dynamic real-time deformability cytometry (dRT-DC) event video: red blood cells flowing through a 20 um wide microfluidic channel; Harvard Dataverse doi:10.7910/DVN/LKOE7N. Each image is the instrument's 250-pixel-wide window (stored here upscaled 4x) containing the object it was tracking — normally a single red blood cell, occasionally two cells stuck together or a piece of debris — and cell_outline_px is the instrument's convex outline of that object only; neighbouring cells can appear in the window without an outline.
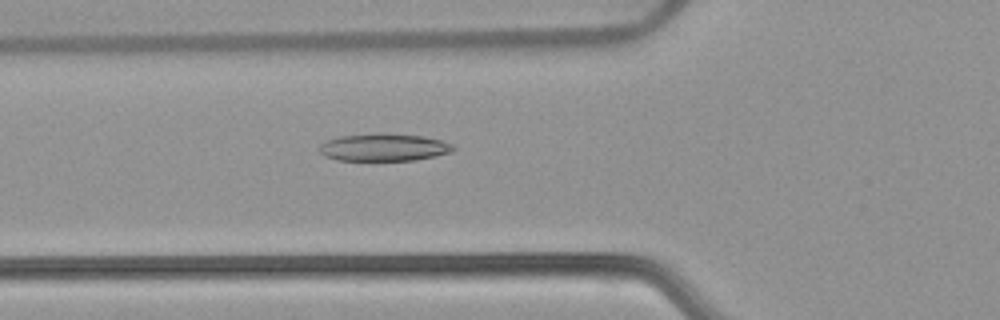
{"species": "common noctule bat (a hibernating species)", "species_latin": "Nyctalus noctula", "temperature_condition": "warm", "stored_images_in_passage": 47, "camera_frame_rate_fps": 3000, "um_per_image_px": 0.085, "animal": {"sex": "female", "body_mass_g": 22.7, "forearm_length_mm": 54.2}, "frame": {"image": 1, "passage_image": 13, "time_ms": 4.0, "image_size_px": [1000, 320], "cell_outline_px": [[456, 148], [452, 152], [436, 156], [416, 160], [336, 160], [324, 156], [320, 152], [320, 144], [328, 140], [340, 136], [380, 132], [424, 136], [440, 140], [452, 144]], "centroid_in_image_um": [32.65, 12.51], "position_along_channel_um": 93.2, "area_um2": 21.62}}
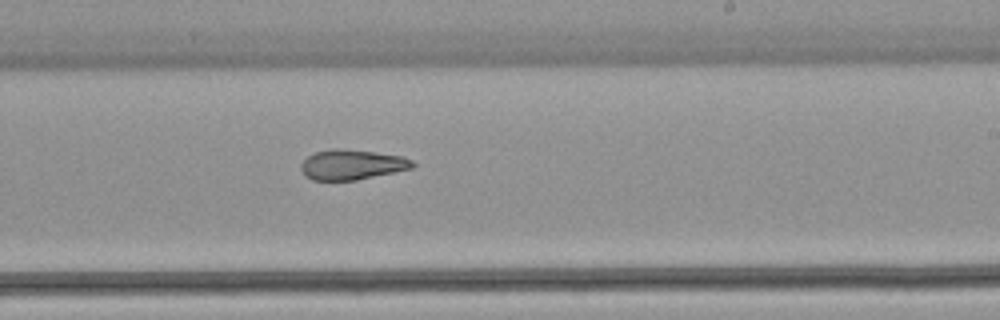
{"frame": {"image": 2, "passage_image": 26, "time_ms": 8.333, "image_size_px": [1000, 320], "cell_outline_px": [[416, 164], [412, 168], [356, 180], [312, 180], [304, 176], [300, 168], [300, 164], [308, 156], [316, 152], [332, 148], [340, 148], [372, 152], [400, 156], [412, 160]], "centroid_in_image_um": [29.86, 14.0], "position_along_channel_um": 259.1, "area_um2": 19.42}}
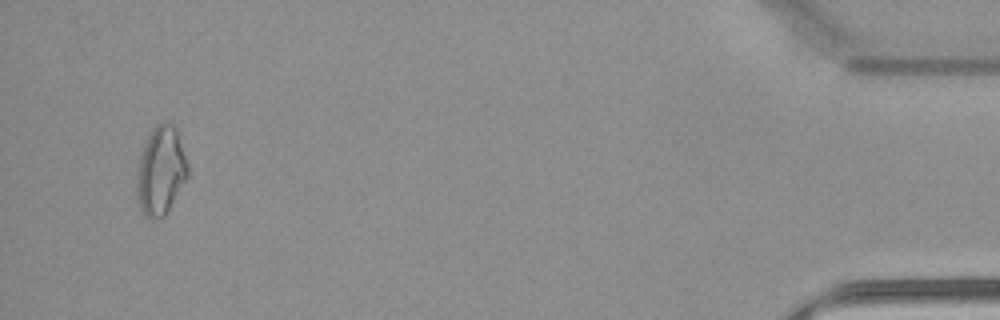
{"frame": {"image": 3, "passage_image": 45, "time_ms": 14.667, "image_size_px": [1000, 320], "cell_outline_px": [[188, 176], [164, 216], [144, 216], [140, 208], [136, 188], [136, 180], [140, 152], [152, 128], [160, 120], [168, 120], [176, 128], [188, 164]], "centroid_in_image_um": [13.66, 14.43], "position_along_channel_um": 421.5, "area_um2": 26.18}, "authors_computed_cell_mechanics": {"area_um2": 21.4438, "velocity_mm_per_s": 3.8265, "shape_relaxation_time_tau1_ms": null, "shape_relaxation_time_tau2_ms": 4.6939, "deformation_change_tau1": null, "deformation_change_tau2": 0.1367}}